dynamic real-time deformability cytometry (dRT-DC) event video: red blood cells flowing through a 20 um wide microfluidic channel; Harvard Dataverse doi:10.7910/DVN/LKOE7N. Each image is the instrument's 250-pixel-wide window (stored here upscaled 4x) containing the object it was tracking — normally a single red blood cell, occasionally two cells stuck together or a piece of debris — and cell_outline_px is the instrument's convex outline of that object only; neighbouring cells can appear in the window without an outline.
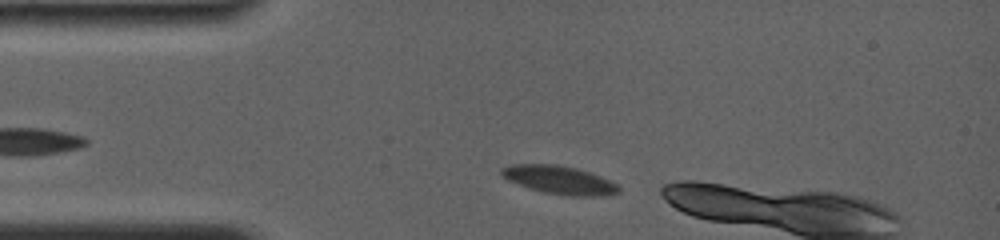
{"species": "common noctule bat (a hibernating species)", "species_latin": "Nyctalus noctula", "temperature_condition": "room temperature", "stored_images_in_passage": 18, "camera_frame_rate_fps": 4000, "um_per_image_px": 0.085, "animal": {"sex": "female", "body_mass_g": 19.0, "forearm_length_mm": 56.7}, "frame": {"image": 1, "passage_image": 4, "time_ms": 0.75, "image_size_px": [1000, 240], "cell_outline_px": [[620, 192], [600, 196], [568, 196], [544, 192], [528, 188], [508, 180], [500, 172], [500, 168], [512, 164], [556, 164], [576, 168], [600, 176], [620, 184]], "centroid_in_image_um": [47.57, 15.3], "position_along_channel_um": 37.4, "area_um2": 19.36}}
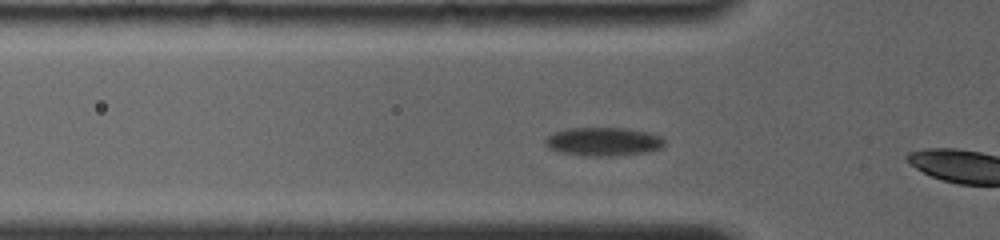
{"frame": {"image": 2, "passage_image": 11, "time_ms": 2.5, "image_size_px": [1000, 240], "cell_outline_px": [[664, 144], [660, 148], [644, 152], [612, 156], [588, 156], [560, 152], [548, 148], [544, 144], [544, 140], [548, 136], [556, 132], [568, 128], [628, 128], [648, 132], [660, 136], [664, 140]], "centroid_in_image_um": [51.26, 12.03], "position_along_channel_um": 74.5, "area_um2": 19.71}}
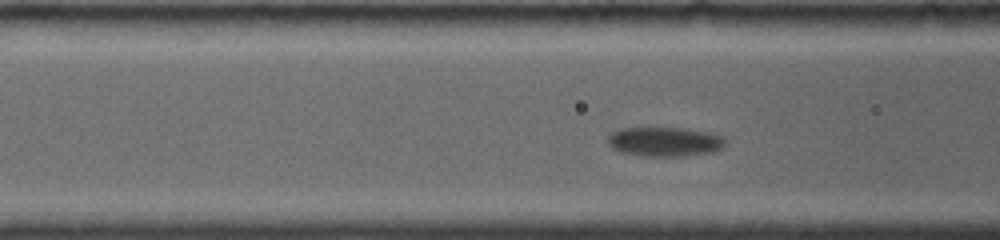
{"frame": {"image": 3, "passage_image": 15, "time_ms": 3.5, "image_size_px": [1000, 240], "cell_outline_px": [[724, 148], [712, 152], [684, 156], [644, 156], [620, 152], [612, 148], [608, 144], [608, 136], [612, 132], [620, 128], [688, 128], [708, 132], [724, 136]], "centroid_in_image_um": [56.5, 12.04], "position_along_channel_um": 110.1, "area_um2": 20.29}}